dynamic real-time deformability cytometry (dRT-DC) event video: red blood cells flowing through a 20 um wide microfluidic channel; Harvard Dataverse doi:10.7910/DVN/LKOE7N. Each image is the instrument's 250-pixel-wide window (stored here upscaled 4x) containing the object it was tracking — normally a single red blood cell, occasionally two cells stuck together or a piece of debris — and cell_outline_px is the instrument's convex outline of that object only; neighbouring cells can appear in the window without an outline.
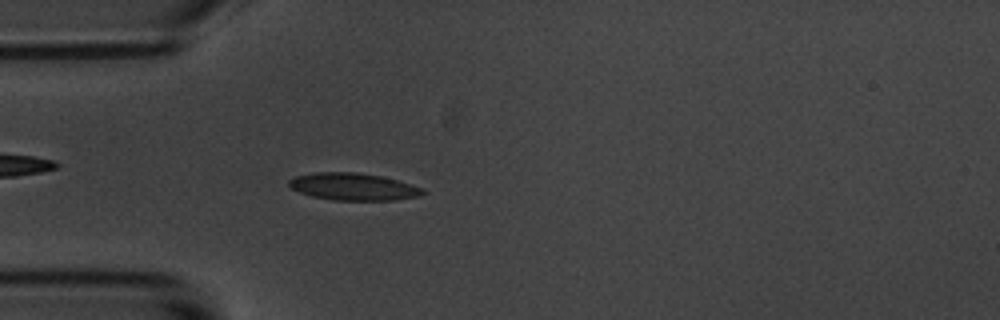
{"species": "common noctule bat (a hibernating species)", "species_latin": "Nyctalus noctula", "temperature_condition": "room temperature", "stored_images_in_passage": 44, "camera_frame_rate_fps": 3000, "um_per_image_px": 0.085, "animal": {"sex": "male", "body_mass_g": 20.1, "forearm_length_mm": 53.5}, "frame": {"image": 1, "passage_image": 4, "time_ms": 1.0, "image_size_px": [1000, 320], "cell_outline_px": [[428, 192], [420, 196], [396, 200], [332, 200], [312, 196], [300, 192], [292, 188], [288, 184], [288, 180], [296, 176], [312, 172], [356, 172], [380, 176], [396, 180], [420, 188]], "centroid_in_image_um": [30.01, 15.87], "position_along_channel_um": 55.0, "area_um2": 21.1}}
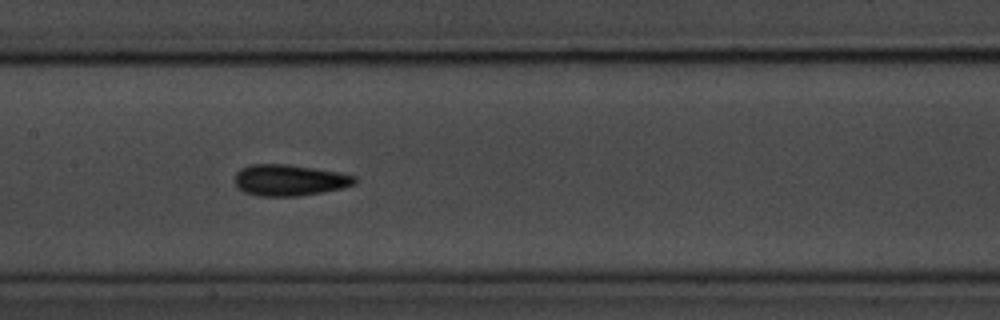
{"frame": {"image": 2, "passage_image": 15, "time_ms": 4.667, "image_size_px": [1000, 320], "cell_outline_px": [[356, 184], [340, 188], [300, 196], [260, 196], [244, 192], [236, 188], [236, 172], [240, 168], [248, 164], [288, 164], [336, 172], [356, 176]], "centroid_in_image_um": [24.55, 15.31], "position_along_channel_um": 182.9, "area_um2": 21.73}}
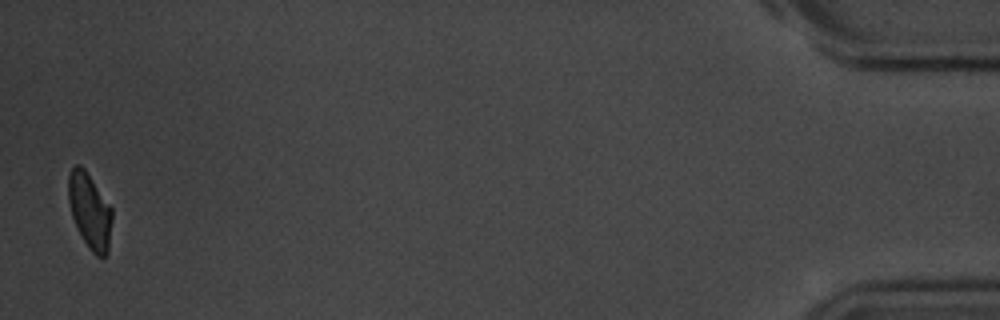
{"frame": {"image": 3, "passage_image": 43, "time_ms": 14.0, "image_size_px": [1000, 320], "cell_outline_px": [[112, 220], [108, 252], [104, 256], [96, 256], [88, 248], [76, 228], [72, 216], [68, 200], [68, 176], [72, 168], [76, 164], [80, 164], [84, 168], [112, 208]], "centroid_in_image_um": [7.62, 17.94], "position_along_channel_um": 427.6, "area_um2": 19.25}, "authors_computed_cell_mechanics": {"area_um2": 20.5479, "velocity_mm_per_s": 3.6131, "shape_relaxation_time_tau1_ms": 2.6933, "shape_relaxation_time_tau2_ms": 2.3878, "deformation_change_tau1": 0.1226, "deformation_change_tau2": 0.0812}}